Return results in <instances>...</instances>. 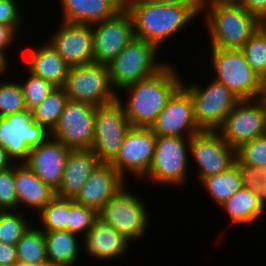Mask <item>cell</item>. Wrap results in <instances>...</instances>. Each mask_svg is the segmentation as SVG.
I'll list each match as a JSON object with an SVG mask.
<instances>
[{"label": "cell", "instance_id": "obj_18", "mask_svg": "<svg viewBox=\"0 0 266 266\" xmlns=\"http://www.w3.org/2000/svg\"><path fill=\"white\" fill-rule=\"evenodd\" d=\"M60 22L48 38L52 47L70 67L93 62L92 25Z\"/></svg>", "mask_w": 266, "mask_h": 266}, {"label": "cell", "instance_id": "obj_45", "mask_svg": "<svg viewBox=\"0 0 266 266\" xmlns=\"http://www.w3.org/2000/svg\"><path fill=\"white\" fill-rule=\"evenodd\" d=\"M159 3L167 4H201L200 0H152Z\"/></svg>", "mask_w": 266, "mask_h": 266}, {"label": "cell", "instance_id": "obj_13", "mask_svg": "<svg viewBox=\"0 0 266 266\" xmlns=\"http://www.w3.org/2000/svg\"><path fill=\"white\" fill-rule=\"evenodd\" d=\"M156 137L150 127L131 126L110 164L124 179L129 173V176L133 174V178L141 180L153 162Z\"/></svg>", "mask_w": 266, "mask_h": 266}, {"label": "cell", "instance_id": "obj_42", "mask_svg": "<svg viewBox=\"0 0 266 266\" xmlns=\"http://www.w3.org/2000/svg\"><path fill=\"white\" fill-rule=\"evenodd\" d=\"M237 2L259 20L266 19V0H237Z\"/></svg>", "mask_w": 266, "mask_h": 266}, {"label": "cell", "instance_id": "obj_27", "mask_svg": "<svg viewBox=\"0 0 266 266\" xmlns=\"http://www.w3.org/2000/svg\"><path fill=\"white\" fill-rule=\"evenodd\" d=\"M221 210L227 213L232 222L231 225H253L262 217L266 210L261 205L258 196L248 188H242L237 191L229 200L221 206Z\"/></svg>", "mask_w": 266, "mask_h": 266}, {"label": "cell", "instance_id": "obj_26", "mask_svg": "<svg viewBox=\"0 0 266 266\" xmlns=\"http://www.w3.org/2000/svg\"><path fill=\"white\" fill-rule=\"evenodd\" d=\"M46 243L47 260L51 266L78 265L81 245L80 236L66 230L43 231ZM80 251V252H79ZM78 262V263H77Z\"/></svg>", "mask_w": 266, "mask_h": 266}, {"label": "cell", "instance_id": "obj_36", "mask_svg": "<svg viewBox=\"0 0 266 266\" xmlns=\"http://www.w3.org/2000/svg\"><path fill=\"white\" fill-rule=\"evenodd\" d=\"M27 74V79H23V82L20 81V84L26 107L28 110H32L42 103L55 86L45 79L34 75L29 70H27Z\"/></svg>", "mask_w": 266, "mask_h": 266}, {"label": "cell", "instance_id": "obj_5", "mask_svg": "<svg viewBox=\"0 0 266 266\" xmlns=\"http://www.w3.org/2000/svg\"><path fill=\"white\" fill-rule=\"evenodd\" d=\"M210 49L214 80L225 85L240 100L262 98L265 82L251 68L241 49Z\"/></svg>", "mask_w": 266, "mask_h": 266}, {"label": "cell", "instance_id": "obj_16", "mask_svg": "<svg viewBox=\"0 0 266 266\" xmlns=\"http://www.w3.org/2000/svg\"><path fill=\"white\" fill-rule=\"evenodd\" d=\"M93 62L108 65L134 39L133 21L125 7L114 17L92 24Z\"/></svg>", "mask_w": 266, "mask_h": 266}, {"label": "cell", "instance_id": "obj_38", "mask_svg": "<svg viewBox=\"0 0 266 266\" xmlns=\"http://www.w3.org/2000/svg\"><path fill=\"white\" fill-rule=\"evenodd\" d=\"M236 159L248 166L266 167V134L240 145Z\"/></svg>", "mask_w": 266, "mask_h": 266}, {"label": "cell", "instance_id": "obj_50", "mask_svg": "<svg viewBox=\"0 0 266 266\" xmlns=\"http://www.w3.org/2000/svg\"><path fill=\"white\" fill-rule=\"evenodd\" d=\"M262 99L265 101L266 103V81H265V85H264V93L262 95Z\"/></svg>", "mask_w": 266, "mask_h": 266}, {"label": "cell", "instance_id": "obj_39", "mask_svg": "<svg viewBox=\"0 0 266 266\" xmlns=\"http://www.w3.org/2000/svg\"><path fill=\"white\" fill-rule=\"evenodd\" d=\"M0 210H18L15 188V164L0 171Z\"/></svg>", "mask_w": 266, "mask_h": 266}, {"label": "cell", "instance_id": "obj_9", "mask_svg": "<svg viewBox=\"0 0 266 266\" xmlns=\"http://www.w3.org/2000/svg\"><path fill=\"white\" fill-rule=\"evenodd\" d=\"M125 185L98 212V217L111 225L127 240L141 239L149 228L147 205Z\"/></svg>", "mask_w": 266, "mask_h": 266}, {"label": "cell", "instance_id": "obj_46", "mask_svg": "<svg viewBox=\"0 0 266 266\" xmlns=\"http://www.w3.org/2000/svg\"><path fill=\"white\" fill-rule=\"evenodd\" d=\"M9 67L8 58L4 54L0 53V76H3L4 74L6 75V73H8L6 71H10Z\"/></svg>", "mask_w": 266, "mask_h": 266}, {"label": "cell", "instance_id": "obj_41", "mask_svg": "<svg viewBox=\"0 0 266 266\" xmlns=\"http://www.w3.org/2000/svg\"><path fill=\"white\" fill-rule=\"evenodd\" d=\"M16 32L17 31L13 27L0 24V53L4 54L7 58L9 57L7 56L8 53L6 51L11 49L9 47L14 46L15 41L18 42Z\"/></svg>", "mask_w": 266, "mask_h": 266}, {"label": "cell", "instance_id": "obj_17", "mask_svg": "<svg viewBox=\"0 0 266 266\" xmlns=\"http://www.w3.org/2000/svg\"><path fill=\"white\" fill-rule=\"evenodd\" d=\"M156 136L191 138L200 132L190 93L181 86L150 127Z\"/></svg>", "mask_w": 266, "mask_h": 266}, {"label": "cell", "instance_id": "obj_4", "mask_svg": "<svg viewBox=\"0 0 266 266\" xmlns=\"http://www.w3.org/2000/svg\"><path fill=\"white\" fill-rule=\"evenodd\" d=\"M160 50L156 45L134 37L107 65L111 85L118 95L123 88L156 74L169 63L158 60Z\"/></svg>", "mask_w": 266, "mask_h": 266}, {"label": "cell", "instance_id": "obj_8", "mask_svg": "<svg viewBox=\"0 0 266 266\" xmlns=\"http://www.w3.org/2000/svg\"><path fill=\"white\" fill-rule=\"evenodd\" d=\"M206 84L202 86L196 81L189 84L183 81L182 86L190 93L198 128L217 131L222 126L226 115L240 99L225 85L214 79Z\"/></svg>", "mask_w": 266, "mask_h": 266}, {"label": "cell", "instance_id": "obj_30", "mask_svg": "<svg viewBox=\"0 0 266 266\" xmlns=\"http://www.w3.org/2000/svg\"><path fill=\"white\" fill-rule=\"evenodd\" d=\"M67 101L68 97L63 87L53 88L42 103L32 109L33 119L52 132L58 124Z\"/></svg>", "mask_w": 266, "mask_h": 266}, {"label": "cell", "instance_id": "obj_29", "mask_svg": "<svg viewBox=\"0 0 266 266\" xmlns=\"http://www.w3.org/2000/svg\"><path fill=\"white\" fill-rule=\"evenodd\" d=\"M17 259L26 264L48 262L44 232L31 225L17 242Z\"/></svg>", "mask_w": 266, "mask_h": 266}, {"label": "cell", "instance_id": "obj_21", "mask_svg": "<svg viewBox=\"0 0 266 266\" xmlns=\"http://www.w3.org/2000/svg\"><path fill=\"white\" fill-rule=\"evenodd\" d=\"M84 252L96 261L119 259L129 250L130 241L99 217L83 238Z\"/></svg>", "mask_w": 266, "mask_h": 266}, {"label": "cell", "instance_id": "obj_11", "mask_svg": "<svg viewBox=\"0 0 266 266\" xmlns=\"http://www.w3.org/2000/svg\"><path fill=\"white\" fill-rule=\"evenodd\" d=\"M131 124L119 100L96 108L91 150L100 162L110 163L123 145Z\"/></svg>", "mask_w": 266, "mask_h": 266}, {"label": "cell", "instance_id": "obj_15", "mask_svg": "<svg viewBox=\"0 0 266 266\" xmlns=\"http://www.w3.org/2000/svg\"><path fill=\"white\" fill-rule=\"evenodd\" d=\"M190 158L197 164V180L222 173L234 164L236 149L218 131L201 130L190 139Z\"/></svg>", "mask_w": 266, "mask_h": 266}, {"label": "cell", "instance_id": "obj_47", "mask_svg": "<svg viewBox=\"0 0 266 266\" xmlns=\"http://www.w3.org/2000/svg\"><path fill=\"white\" fill-rule=\"evenodd\" d=\"M13 266H51L49 262H42L36 264H26L20 261H17Z\"/></svg>", "mask_w": 266, "mask_h": 266}, {"label": "cell", "instance_id": "obj_3", "mask_svg": "<svg viewBox=\"0 0 266 266\" xmlns=\"http://www.w3.org/2000/svg\"><path fill=\"white\" fill-rule=\"evenodd\" d=\"M201 17H204L211 48L242 49L260 26V20L237 1L202 4Z\"/></svg>", "mask_w": 266, "mask_h": 266}, {"label": "cell", "instance_id": "obj_20", "mask_svg": "<svg viewBox=\"0 0 266 266\" xmlns=\"http://www.w3.org/2000/svg\"><path fill=\"white\" fill-rule=\"evenodd\" d=\"M126 182L110 163L100 162L73 200L99 212Z\"/></svg>", "mask_w": 266, "mask_h": 266}, {"label": "cell", "instance_id": "obj_40", "mask_svg": "<svg viewBox=\"0 0 266 266\" xmlns=\"http://www.w3.org/2000/svg\"><path fill=\"white\" fill-rule=\"evenodd\" d=\"M20 0H0V24L13 27L17 32L23 28L25 22Z\"/></svg>", "mask_w": 266, "mask_h": 266}, {"label": "cell", "instance_id": "obj_25", "mask_svg": "<svg viewBox=\"0 0 266 266\" xmlns=\"http://www.w3.org/2000/svg\"><path fill=\"white\" fill-rule=\"evenodd\" d=\"M26 69L55 87H63L70 66L47 41L25 54Z\"/></svg>", "mask_w": 266, "mask_h": 266}, {"label": "cell", "instance_id": "obj_10", "mask_svg": "<svg viewBox=\"0 0 266 266\" xmlns=\"http://www.w3.org/2000/svg\"><path fill=\"white\" fill-rule=\"evenodd\" d=\"M51 132L33 119L32 110L0 116V146L14 163H25L31 148L44 143Z\"/></svg>", "mask_w": 266, "mask_h": 266}, {"label": "cell", "instance_id": "obj_6", "mask_svg": "<svg viewBox=\"0 0 266 266\" xmlns=\"http://www.w3.org/2000/svg\"><path fill=\"white\" fill-rule=\"evenodd\" d=\"M190 139L170 136H157L155 154L147 178L151 184L174 186L187 184L189 172Z\"/></svg>", "mask_w": 266, "mask_h": 266}, {"label": "cell", "instance_id": "obj_28", "mask_svg": "<svg viewBox=\"0 0 266 266\" xmlns=\"http://www.w3.org/2000/svg\"><path fill=\"white\" fill-rule=\"evenodd\" d=\"M200 184L219 207L243 188L241 174L235 163L222 173L203 178Z\"/></svg>", "mask_w": 266, "mask_h": 266}, {"label": "cell", "instance_id": "obj_37", "mask_svg": "<svg viewBox=\"0 0 266 266\" xmlns=\"http://www.w3.org/2000/svg\"><path fill=\"white\" fill-rule=\"evenodd\" d=\"M234 163L238 166L243 187L251 189L266 209V167L248 166L237 159Z\"/></svg>", "mask_w": 266, "mask_h": 266}, {"label": "cell", "instance_id": "obj_24", "mask_svg": "<svg viewBox=\"0 0 266 266\" xmlns=\"http://www.w3.org/2000/svg\"><path fill=\"white\" fill-rule=\"evenodd\" d=\"M99 163L97 155L91 149H71L55 195L74 199Z\"/></svg>", "mask_w": 266, "mask_h": 266}, {"label": "cell", "instance_id": "obj_1", "mask_svg": "<svg viewBox=\"0 0 266 266\" xmlns=\"http://www.w3.org/2000/svg\"><path fill=\"white\" fill-rule=\"evenodd\" d=\"M124 7L131 15L134 36L159 49L166 40L196 20L202 10V4H167L152 0H124Z\"/></svg>", "mask_w": 266, "mask_h": 266}, {"label": "cell", "instance_id": "obj_12", "mask_svg": "<svg viewBox=\"0 0 266 266\" xmlns=\"http://www.w3.org/2000/svg\"><path fill=\"white\" fill-rule=\"evenodd\" d=\"M222 138L237 149L245 142L266 134V103L262 98L240 100L226 115L217 130Z\"/></svg>", "mask_w": 266, "mask_h": 266}, {"label": "cell", "instance_id": "obj_48", "mask_svg": "<svg viewBox=\"0 0 266 266\" xmlns=\"http://www.w3.org/2000/svg\"><path fill=\"white\" fill-rule=\"evenodd\" d=\"M201 4L216 2V1H237V0H200Z\"/></svg>", "mask_w": 266, "mask_h": 266}, {"label": "cell", "instance_id": "obj_19", "mask_svg": "<svg viewBox=\"0 0 266 266\" xmlns=\"http://www.w3.org/2000/svg\"><path fill=\"white\" fill-rule=\"evenodd\" d=\"M70 151L71 148L49 137L41 145L30 149L25 164L41 181L56 191L61 184Z\"/></svg>", "mask_w": 266, "mask_h": 266}, {"label": "cell", "instance_id": "obj_33", "mask_svg": "<svg viewBox=\"0 0 266 266\" xmlns=\"http://www.w3.org/2000/svg\"><path fill=\"white\" fill-rule=\"evenodd\" d=\"M251 68L266 81V32L259 26L241 49Z\"/></svg>", "mask_w": 266, "mask_h": 266}, {"label": "cell", "instance_id": "obj_22", "mask_svg": "<svg viewBox=\"0 0 266 266\" xmlns=\"http://www.w3.org/2000/svg\"><path fill=\"white\" fill-rule=\"evenodd\" d=\"M15 188L18 210L28 208L32 212L33 209L35 214L56 196L55 190L41 181L25 163H15Z\"/></svg>", "mask_w": 266, "mask_h": 266}, {"label": "cell", "instance_id": "obj_44", "mask_svg": "<svg viewBox=\"0 0 266 266\" xmlns=\"http://www.w3.org/2000/svg\"><path fill=\"white\" fill-rule=\"evenodd\" d=\"M15 163L8 156L7 150L0 146V171L12 167Z\"/></svg>", "mask_w": 266, "mask_h": 266}, {"label": "cell", "instance_id": "obj_32", "mask_svg": "<svg viewBox=\"0 0 266 266\" xmlns=\"http://www.w3.org/2000/svg\"><path fill=\"white\" fill-rule=\"evenodd\" d=\"M20 210L0 212V242L15 246L32 225L30 219Z\"/></svg>", "mask_w": 266, "mask_h": 266}, {"label": "cell", "instance_id": "obj_14", "mask_svg": "<svg viewBox=\"0 0 266 266\" xmlns=\"http://www.w3.org/2000/svg\"><path fill=\"white\" fill-rule=\"evenodd\" d=\"M96 106L68 100L51 137L71 149H91Z\"/></svg>", "mask_w": 266, "mask_h": 266}, {"label": "cell", "instance_id": "obj_49", "mask_svg": "<svg viewBox=\"0 0 266 266\" xmlns=\"http://www.w3.org/2000/svg\"><path fill=\"white\" fill-rule=\"evenodd\" d=\"M260 27L266 32V19L260 20Z\"/></svg>", "mask_w": 266, "mask_h": 266}, {"label": "cell", "instance_id": "obj_7", "mask_svg": "<svg viewBox=\"0 0 266 266\" xmlns=\"http://www.w3.org/2000/svg\"><path fill=\"white\" fill-rule=\"evenodd\" d=\"M63 89L68 100L96 107L110 104L118 98L110 82L108 66L97 62L70 67Z\"/></svg>", "mask_w": 266, "mask_h": 266}, {"label": "cell", "instance_id": "obj_43", "mask_svg": "<svg viewBox=\"0 0 266 266\" xmlns=\"http://www.w3.org/2000/svg\"><path fill=\"white\" fill-rule=\"evenodd\" d=\"M17 261L16 246L0 242V265H14Z\"/></svg>", "mask_w": 266, "mask_h": 266}, {"label": "cell", "instance_id": "obj_2", "mask_svg": "<svg viewBox=\"0 0 266 266\" xmlns=\"http://www.w3.org/2000/svg\"><path fill=\"white\" fill-rule=\"evenodd\" d=\"M183 80L176 66L169 62L156 74L123 88L126 100L121 95L117 99L131 126L151 127Z\"/></svg>", "mask_w": 266, "mask_h": 266}, {"label": "cell", "instance_id": "obj_34", "mask_svg": "<svg viewBox=\"0 0 266 266\" xmlns=\"http://www.w3.org/2000/svg\"><path fill=\"white\" fill-rule=\"evenodd\" d=\"M97 218L98 212L95 209L81 205L73 199H69L67 231L80 236V239L83 240Z\"/></svg>", "mask_w": 266, "mask_h": 266}, {"label": "cell", "instance_id": "obj_35", "mask_svg": "<svg viewBox=\"0 0 266 266\" xmlns=\"http://www.w3.org/2000/svg\"><path fill=\"white\" fill-rule=\"evenodd\" d=\"M27 110L20 80L0 81V116L6 117Z\"/></svg>", "mask_w": 266, "mask_h": 266}, {"label": "cell", "instance_id": "obj_23", "mask_svg": "<svg viewBox=\"0 0 266 266\" xmlns=\"http://www.w3.org/2000/svg\"><path fill=\"white\" fill-rule=\"evenodd\" d=\"M64 22L95 24L114 17L124 8V0H59Z\"/></svg>", "mask_w": 266, "mask_h": 266}, {"label": "cell", "instance_id": "obj_31", "mask_svg": "<svg viewBox=\"0 0 266 266\" xmlns=\"http://www.w3.org/2000/svg\"><path fill=\"white\" fill-rule=\"evenodd\" d=\"M69 199L55 196L38 214L42 231L66 230L68 225Z\"/></svg>", "mask_w": 266, "mask_h": 266}]
</instances>
